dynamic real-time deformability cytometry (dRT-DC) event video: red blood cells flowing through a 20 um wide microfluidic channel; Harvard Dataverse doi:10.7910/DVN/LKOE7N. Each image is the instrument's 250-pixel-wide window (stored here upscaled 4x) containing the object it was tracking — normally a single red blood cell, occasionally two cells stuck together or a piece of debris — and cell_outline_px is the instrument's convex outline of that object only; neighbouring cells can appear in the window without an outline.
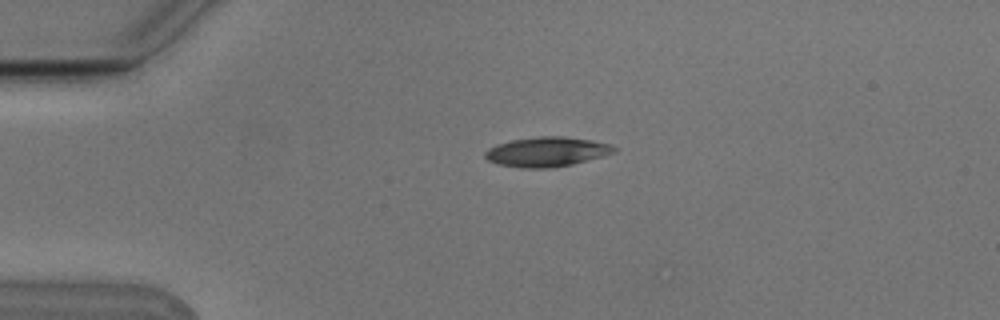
{"species": "Egyptian fruit bat (a non-hibernating species)", "species_latin": "Rousettus aegyptiacus", "temperature_condition": "cold", "stored_images_in_passage": 4, "camera_frame_rate_fps": 3000, "um_per_image_px": 0.085, "animal": {"sex": "male"}, "frame": {"image": 1, "passage_image": 2, "time_ms": 0.333, "image_size_px": [1000, 320], "cell_outline_px": [[616, 152], [604, 156], [572, 164], [552, 168], [520, 168], [496, 164], [488, 160], [484, 156], [484, 152], [488, 148], [512, 140], [540, 136], [560, 136], [588, 140], [608, 144], [616, 148]], "centroid_in_image_um": [46.45, 12.92], "position_along_channel_um": 38.6, "area_um2": 22.14}}
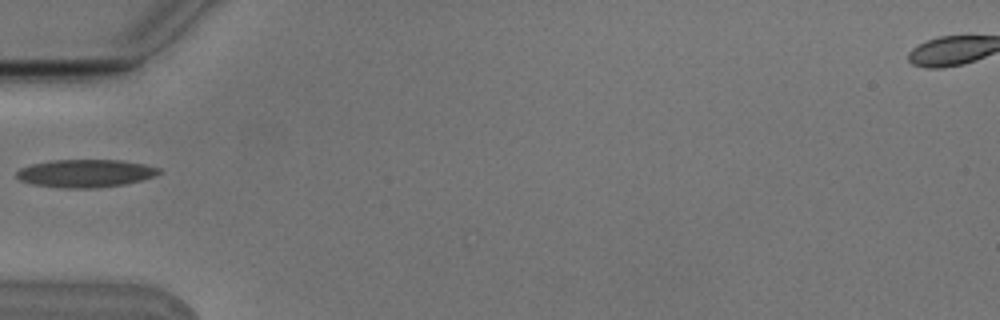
{"frame": {"image": 2, "passage_image": 3, "time_ms": 0.667, "image_size_px": [1000, 320], "cell_outline_px": [[160, 172], [156, 176], [124, 184], [96, 188], [64, 188], [32, 184], [20, 180], [16, 176], [16, 172], [20, 168], [32, 164], [52, 160], [124, 160], [144, 164], [160, 168]], "centroid_in_image_um": [7.26, 14.73], "position_along_channel_um": 77.7, "area_um2": 23.12}}